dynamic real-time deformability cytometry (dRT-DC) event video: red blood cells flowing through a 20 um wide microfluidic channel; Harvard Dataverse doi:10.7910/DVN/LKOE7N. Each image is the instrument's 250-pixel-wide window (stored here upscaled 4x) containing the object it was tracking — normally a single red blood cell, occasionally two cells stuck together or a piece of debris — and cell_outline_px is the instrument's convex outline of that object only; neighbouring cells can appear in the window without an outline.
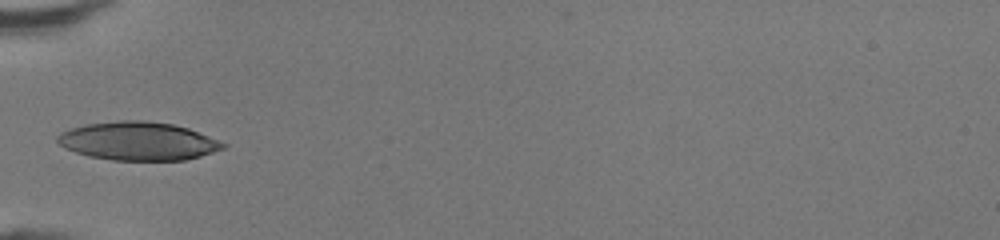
{"species": "human", "species_latin": "Homo sapiens", "temperature_condition": "room temperature", "stored_images_in_passage": 5, "camera_frame_rate_fps": 3000, "um_per_image_px": 0.085, "donor": {"sex": "female"}, "frame": {"image": 1, "passage_image": 1, "time_ms": 0.0, "image_size_px": [1000, 240], "cell_outline_px": [[228, 144], [224, 148], [200, 156], [184, 160], [112, 160], [88, 156], [64, 148], [56, 140], [56, 136], [60, 132], [84, 124], [120, 120], [144, 120], [172, 124], [188, 128]], "centroid_in_image_um": [11.71, 11.99], "position_along_channel_um": 73.3, "area_um2": 36.99}}